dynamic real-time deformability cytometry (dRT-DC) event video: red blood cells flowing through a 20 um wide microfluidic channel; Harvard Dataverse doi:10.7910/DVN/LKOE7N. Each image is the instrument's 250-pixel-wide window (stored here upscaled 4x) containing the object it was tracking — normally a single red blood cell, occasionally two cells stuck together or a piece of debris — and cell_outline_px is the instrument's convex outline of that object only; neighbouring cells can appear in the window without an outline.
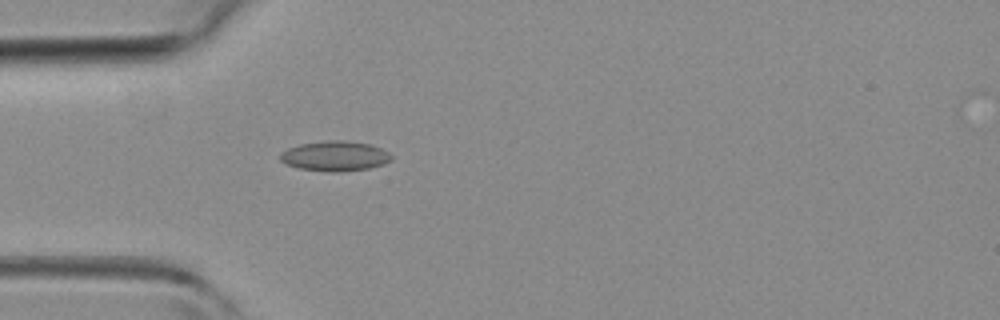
{"species": "common noctule bat (a hibernating species)", "species_latin": "Nyctalus noctula", "temperature_condition": "room temperature", "stored_images_in_passage": 32, "camera_frame_rate_fps": 3000, "um_per_image_px": 0.085, "animal": {"sex": "female", "body_mass_g": 19.3, "forearm_length_mm": 54.1}, "frame": {"image": 1, "passage_image": 1, "time_ms": 0.0, "image_size_px": [1000, 320], "cell_outline_px": [[392, 160], [384, 164], [368, 168], [340, 172], [332, 172], [300, 168], [284, 164], [280, 160], [280, 152], [288, 148], [300, 144], [328, 140], [344, 140], [372, 144], [388, 152], [392, 156]], "centroid_in_image_um": [28.47, 13.26], "position_along_channel_um": 56.5, "area_um2": 19.54}}
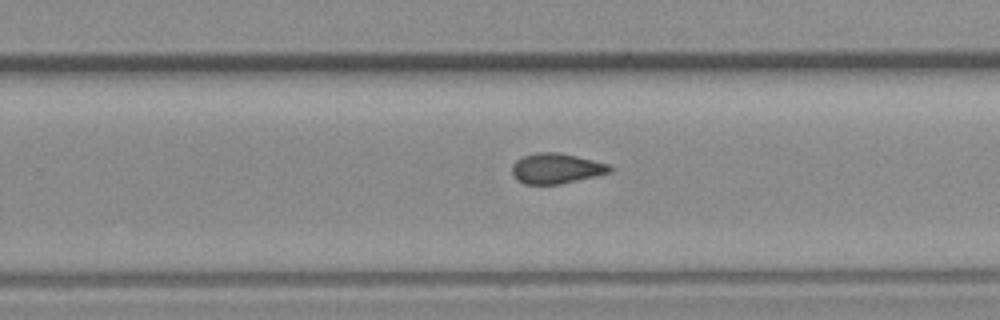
{"frame": {"image": 2, "passage_image": 16, "time_ms": 5.0, "image_size_px": [1000, 320], "cell_outline_px": [[616, 168], [612, 172], [596, 176], [560, 184], [524, 184], [516, 180], [512, 176], [512, 164], [516, 160], [524, 156], [536, 152], [556, 152], [576, 156], [608, 164]], "centroid_in_image_um": [47.28, 14.32], "position_along_channel_um": 282.5, "area_um2": 17.4}}
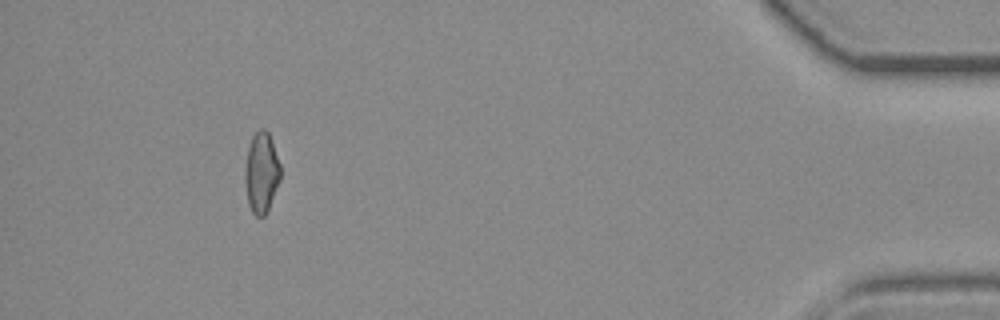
{"frame": {"image": 3, "passage_image": 29, "time_ms": 9.333, "image_size_px": [1000, 320], "cell_outline_px": [[280, 180], [268, 208], [264, 216], [256, 216], [252, 212], [248, 204], [244, 180], [244, 168], [248, 148], [252, 136], [260, 128], [264, 128], [268, 132], [280, 164]], "centroid_in_image_um": [22.2, 14.66], "position_along_channel_um": 413.0, "area_um2": 16.59}}